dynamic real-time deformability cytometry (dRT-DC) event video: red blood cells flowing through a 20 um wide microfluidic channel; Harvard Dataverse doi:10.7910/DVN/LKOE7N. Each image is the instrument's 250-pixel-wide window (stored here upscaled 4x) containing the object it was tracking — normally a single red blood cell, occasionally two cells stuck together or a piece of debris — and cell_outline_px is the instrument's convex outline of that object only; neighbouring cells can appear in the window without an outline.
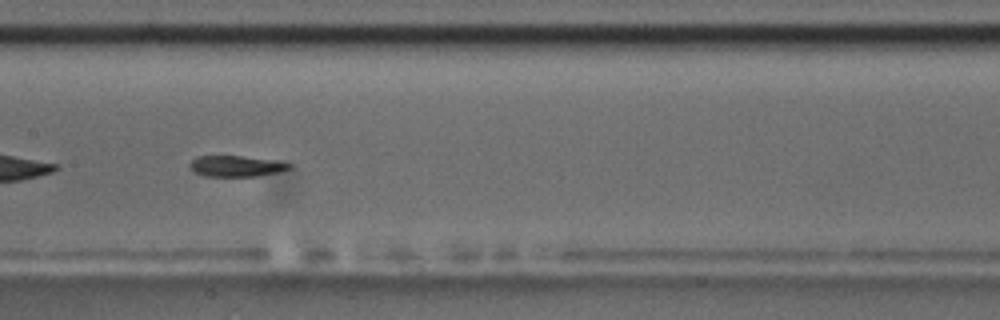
{"species": "common noctule bat (a hibernating species)", "species_latin": "Nyctalus noctula", "temperature_condition": "room temperature", "stored_images_in_passage": 8, "camera_frame_rate_fps": 3000, "um_per_image_px": 0.085, "animal": {"sex": "male", "body_mass_g": 17.5, "forearm_length_mm": 52.3}, "frame": {"image": 1, "passage_image": 6, "time_ms": 5.667, "image_size_px": [1000, 320], "cell_outline_px": [[292, 168], [276, 172], [256, 176], [204, 176], [192, 172], [188, 164], [196, 156], [240, 156], [276, 160], [292, 164]], "centroid_in_image_um": [20.03, 14.12], "position_along_channel_um": 187.4, "area_um2": 12.2}}